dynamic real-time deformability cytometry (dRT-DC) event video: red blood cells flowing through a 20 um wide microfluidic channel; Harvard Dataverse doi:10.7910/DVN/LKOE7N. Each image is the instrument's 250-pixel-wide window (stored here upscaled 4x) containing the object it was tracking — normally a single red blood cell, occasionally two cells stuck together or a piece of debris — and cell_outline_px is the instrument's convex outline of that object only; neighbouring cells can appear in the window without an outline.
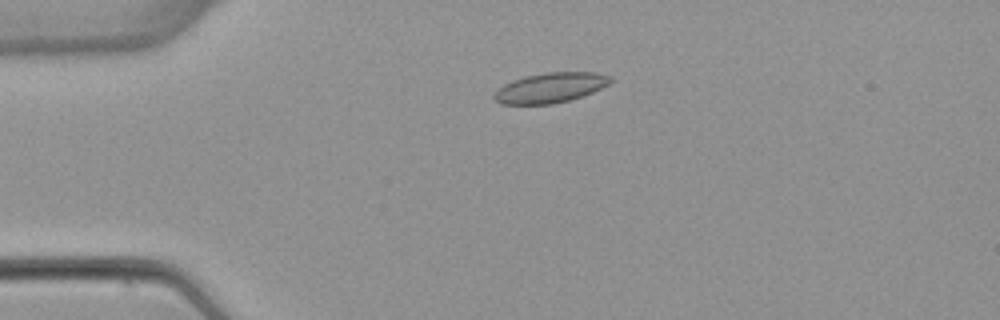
{"species": "common noctule bat (a hibernating species)", "species_latin": "Nyctalus noctula", "temperature_condition": "warm", "stored_images_in_passage": 4, "camera_frame_rate_fps": 3000, "um_per_image_px": 0.085, "animal": {"sex": "female", "body_mass_g": 22.7, "forearm_length_mm": 54.2}, "frame": {"image": 1, "passage_image": 3, "time_ms": 2.667, "image_size_px": [1000, 320], "cell_outline_px": [[612, 80], [608, 84], [592, 92], [568, 100], [552, 104], [500, 104], [492, 96], [504, 84], [512, 80], [524, 76], [548, 72], [596, 72], [612, 76]], "centroid_in_image_um": [46.77, 7.44], "position_along_channel_um": 38.2, "area_um2": 20.17}}